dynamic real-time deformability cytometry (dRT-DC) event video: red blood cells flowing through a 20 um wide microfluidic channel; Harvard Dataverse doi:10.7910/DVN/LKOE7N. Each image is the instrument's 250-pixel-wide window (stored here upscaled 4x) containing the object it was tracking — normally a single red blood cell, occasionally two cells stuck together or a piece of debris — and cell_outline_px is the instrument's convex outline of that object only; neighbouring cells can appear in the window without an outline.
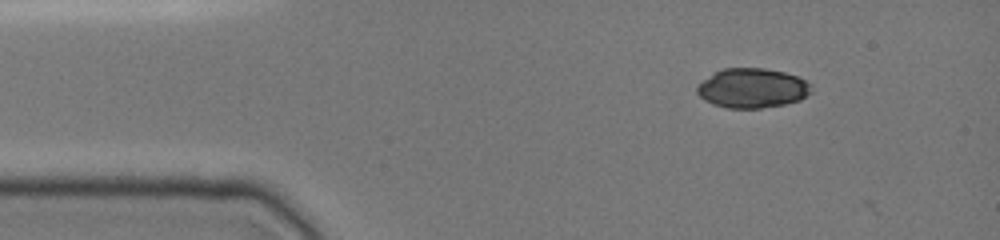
{"species": "common noctule bat (a hibernating species)", "species_latin": "Nyctalus noctula", "temperature_condition": "cold", "stored_images_in_passage": 5, "camera_frame_rate_fps": 3000, "um_per_image_px": 0.085, "animal": {"sex": "female", "body_mass_g": 19.0, "forearm_length_mm": 51.5}, "frame": {"image": 1, "passage_image": 2, "time_ms": 0.333, "image_size_px": [1000, 240], "cell_outline_px": [[812, 92], [800, 100], [784, 104], [760, 108], [728, 108], [712, 104], [704, 100], [696, 92], [696, 88], [704, 80], [716, 72], [724, 68], [764, 68], [784, 72], [796, 76], [804, 80], [808, 84]], "centroid_in_image_um": [63.93, 7.5], "position_along_channel_um": 21.1, "area_um2": 26.07}}